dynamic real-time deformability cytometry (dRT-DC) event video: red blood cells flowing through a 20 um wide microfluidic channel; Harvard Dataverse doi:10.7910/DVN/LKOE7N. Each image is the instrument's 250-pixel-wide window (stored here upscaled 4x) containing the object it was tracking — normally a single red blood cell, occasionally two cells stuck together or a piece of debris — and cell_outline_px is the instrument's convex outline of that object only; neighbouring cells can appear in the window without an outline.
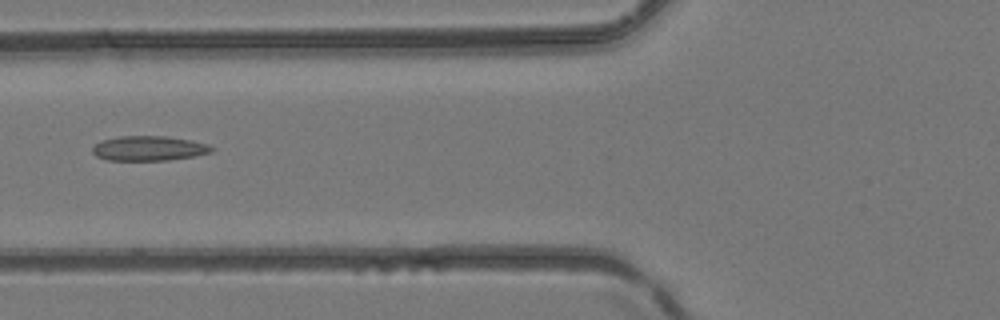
{"species": "common noctule bat (a hibernating species)", "species_latin": "Nyctalus noctula", "temperature_condition": "room temperature", "stored_images_in_passage": 6, "camera_frame_rate_fps": 3000, "um_per_image_px": 0.085, "animal": {"sex": "female", "body_mass_g": 24.6, "forearm_length_mm": 56.2}, "frame": {"image": 1, "passage_image": 6, "time_ms": 1.667, "image_size_px": [1000, 320], "cell_outline_px": [[216, 148], [212, 152], [196, 156], [168, 160], [108, 160], [96, 156], [92, 152], [92, 148], [96, 144], [104, 140], [120, 136], [164, 136], [192, 140], [208, 144]], "centroid_in_image_um": [12.71, 12.61], "position_along_channel_um": 113.1, "area_um2": 17.22}}